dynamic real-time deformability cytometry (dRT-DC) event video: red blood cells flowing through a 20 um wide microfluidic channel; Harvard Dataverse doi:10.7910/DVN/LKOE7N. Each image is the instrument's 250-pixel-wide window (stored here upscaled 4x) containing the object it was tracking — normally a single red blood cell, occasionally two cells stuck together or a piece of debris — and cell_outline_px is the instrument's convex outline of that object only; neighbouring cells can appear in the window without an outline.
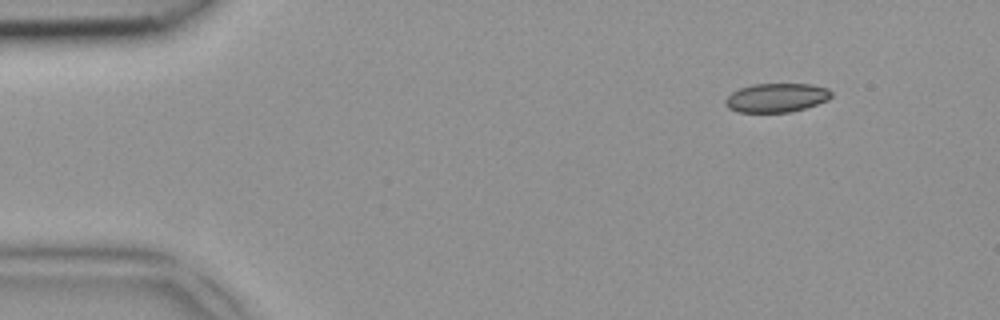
{"species": "common noctule bat (a hibernating species)", "species_latin": "Nyctalus noctula", "temperature_condition": "room temperature", "stored_images_in_passage": 2, "camera_frame_rate_fps": 3000, "um_per_image_px": 0.085, "animal": {"sex": "female", "body_mass_g": 18.4}, "frame": {"image": 1, "passage_image": 1, "time_ms": 0.0, "image_size_px": [1000, 320], "cell_outline_px": [[832, 96], [828, 100], [804, 108], [788, 112], [736, 112], [728, 108], [724, 104], [724, 100], [732, 92], [740, 88], [752, 84], [812, 84], [828, 88], [832, 92]], "centroid_in_image_um": [65.98, 8.3], "position_along_channel_um": 19.0, "area_um2": 17.92}}